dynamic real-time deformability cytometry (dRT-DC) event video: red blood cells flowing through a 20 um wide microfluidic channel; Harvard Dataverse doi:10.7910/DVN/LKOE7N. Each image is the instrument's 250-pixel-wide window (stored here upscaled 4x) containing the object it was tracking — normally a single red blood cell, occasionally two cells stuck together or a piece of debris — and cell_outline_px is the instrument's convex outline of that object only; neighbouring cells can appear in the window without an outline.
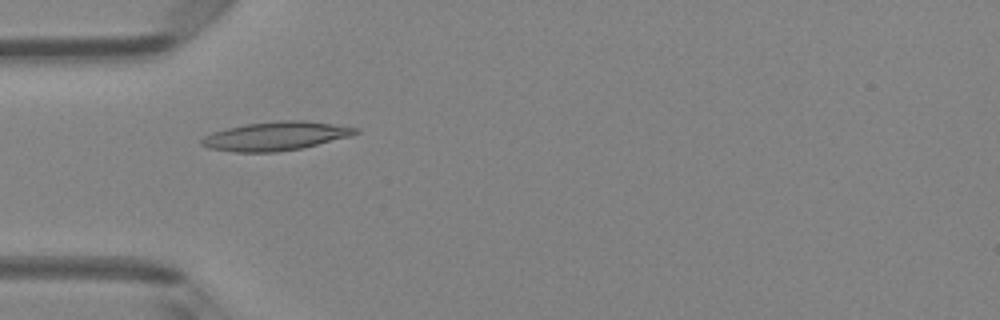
{"species": "Egyptian fruit bat (a non-hibernating species)", "species_latin": "Rousettus aegyptiacus", "temperature_condition": "room temperature", "stored_images_in_passage": 4, "camera_frame_rate_fps": 3000, "um_per_image_px": 0.085, "animal": {"sex": "female"}, "frame": {"image": 1, "passage_image": 4, "time_ms": 1.0, "image_size_px": [1000, 320], "cell_outline_px": [[360, 132], [348, 136], [304, 148], [276, 152], [236, 152], [208, 148], [200, 144], [200, 140], [204, 136], [212, 132], [228, 128], [248, 124], [280, 120], [304, 120], [360, 128]], "centroid_in_image_um": [23.43, 11.57], "position_along_channel_um": 61.6, "area_um2": 25.66}}